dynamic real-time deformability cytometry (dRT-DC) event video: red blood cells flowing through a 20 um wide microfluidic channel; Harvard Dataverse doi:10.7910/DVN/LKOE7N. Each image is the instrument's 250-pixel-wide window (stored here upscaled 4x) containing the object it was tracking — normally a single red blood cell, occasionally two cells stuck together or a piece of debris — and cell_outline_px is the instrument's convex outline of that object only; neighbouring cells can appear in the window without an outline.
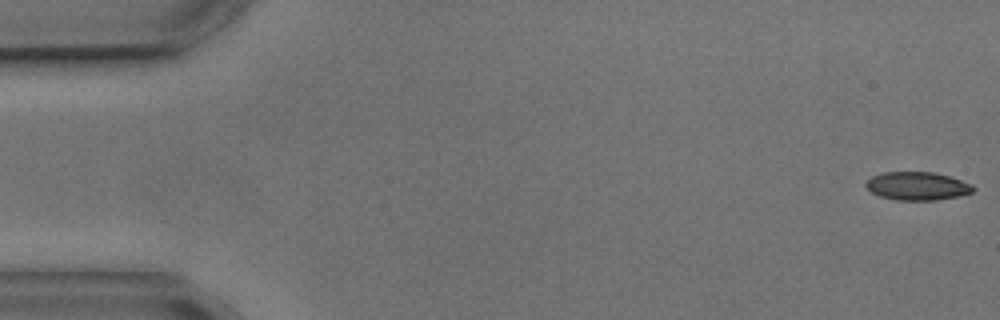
{"species": "common noctule bat (a hibernating species)", "species_latin": "Nyctalus noctula", "temperature_condition": "cold", "stored_images_in_passage": 4, "camera_frame_rate_fps": 3000, "um_per_image_px": 0.085, "animal": {"sex": "male", "body_mass_g": 17.9, "forearm_length_mm": 54.2}, "frame": {"image": 1, "passage_image": 1, "time_ms": 0.0, "image_size_px": [1000, 320], "cell_outline_px": [[976, 188], [972, 192], [960, 196], [936, 200], [896, 200], [880, 196], [872, 192], [864, 184], [872, 176], [884, 172], [932, 172], [948, 176], [972, 184]], "centroid_in_image_um": [77.98, 15.82], "position_along_channel_um": 7.0, "area_um2": 17.57}}
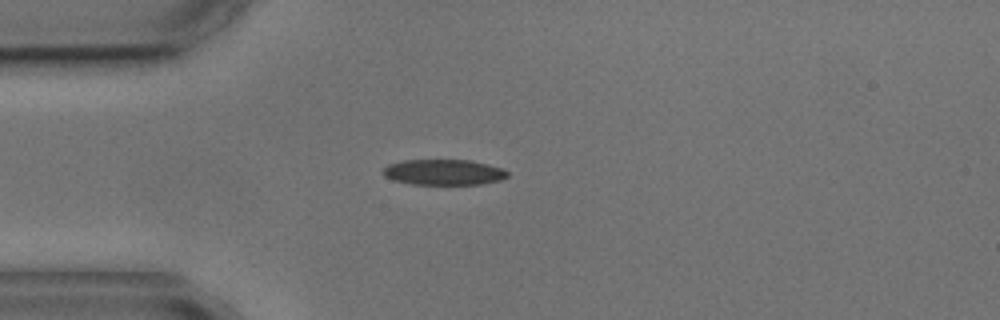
{"frame": {"image": 2, "passage_image": 4, "time_ms": 4.333, "image_size_px": [1000, 320], "cell_outline_px": [[508, 176], [500, 180], [480, 184], [412, 184], [392, 180], [384, 176], [380, 172], [388, 164], [404, 160], [472, 160], [504, 168], [508, 172]], "centroid_in_image_um": [37.7, 14.63], "position_along_channel_um": 47.3, "area_um2": 18.73}}